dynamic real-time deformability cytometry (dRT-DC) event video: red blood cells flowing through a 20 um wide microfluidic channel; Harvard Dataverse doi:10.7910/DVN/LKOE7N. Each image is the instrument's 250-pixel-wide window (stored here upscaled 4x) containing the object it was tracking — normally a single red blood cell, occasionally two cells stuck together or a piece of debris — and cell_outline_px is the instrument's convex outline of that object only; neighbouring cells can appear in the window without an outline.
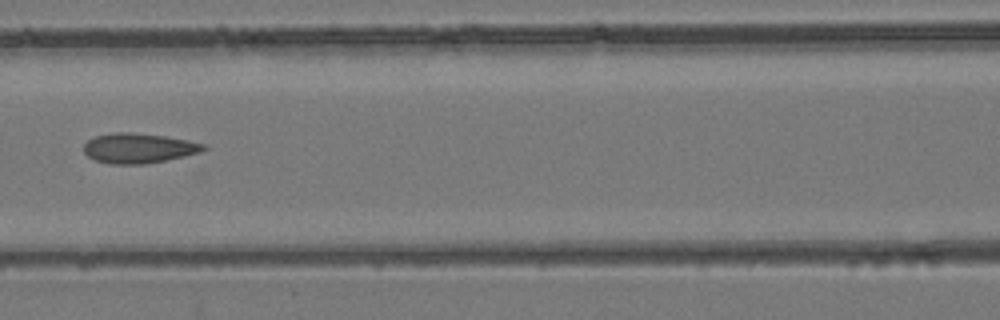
{"species": "common noctule bat (a hibernating species)", "species_latin": "Nyctalus noctula", "temperature_condition": "room temperature", "stored_images_in_passage": 5, "camera_frame_rate_fps": 3000, "um_per_image_px": 0.085, "animal": {"sex": "female", "body_mass_g": 24.6, "forearm_length_mm": 56.2}, "frame": {"image": 1, "passage_image": 5, "time_ms": 4.333, "image_size_px": [1000, 320], "cell_outline_px": [[208, 148], [200, 152], [184, 156], [144, 164], [108, 164], [96, 160], [88, 156], [84, 152], [84, 144], [88, 140], [96, 136], [116, 132], [128, 132], [164, 136], [188, 140], [208, 144]], "centroid_in_image_um": [11.8, 12.59], "position_along_channel_um": 154.8, "area_um2": 20.81}}